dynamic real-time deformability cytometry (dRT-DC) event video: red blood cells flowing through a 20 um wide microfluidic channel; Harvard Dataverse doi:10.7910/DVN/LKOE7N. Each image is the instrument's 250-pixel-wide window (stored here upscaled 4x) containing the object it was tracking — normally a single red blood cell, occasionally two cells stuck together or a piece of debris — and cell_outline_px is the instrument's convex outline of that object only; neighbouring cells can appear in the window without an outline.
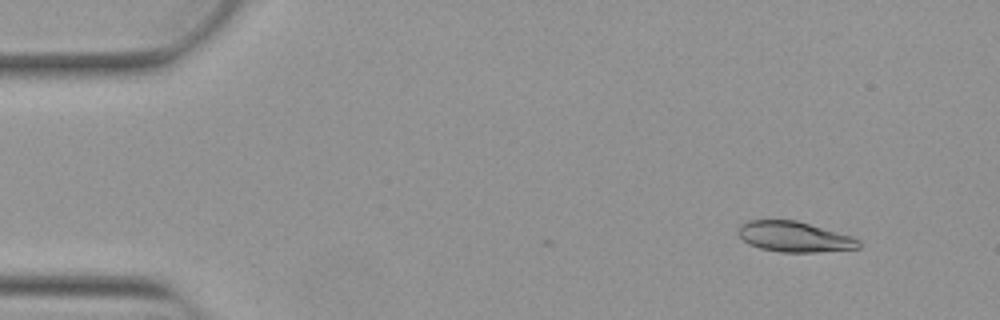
{"species": "Egyptian fruit bat (a non-hibernating species)", "species_latin": "Rousettus aegyptiacus", "temperature_condition": "warm", "stored_images_in_passage": 3, "camera_frame_rate_fps": 3000, "um_per_image_px": 0.085, "animal": {"sex": "female"}, "frame": {"image": 1, "passage_image": 3, "time_ms": 0.667, "image_size_px": [1000, 320], "cell_outline_px": [[860, 248], [816, 252], [780, 252], [760, 248], [748, 244], [736, 232], [736, 228], [740, 224], [748, 220], [796, 220], [852, 236], [860, 240]], "centroid_in_image_um": [67.49, 20.12], "position_along_channel_um": 17.5, "area_um2": 21.44}}